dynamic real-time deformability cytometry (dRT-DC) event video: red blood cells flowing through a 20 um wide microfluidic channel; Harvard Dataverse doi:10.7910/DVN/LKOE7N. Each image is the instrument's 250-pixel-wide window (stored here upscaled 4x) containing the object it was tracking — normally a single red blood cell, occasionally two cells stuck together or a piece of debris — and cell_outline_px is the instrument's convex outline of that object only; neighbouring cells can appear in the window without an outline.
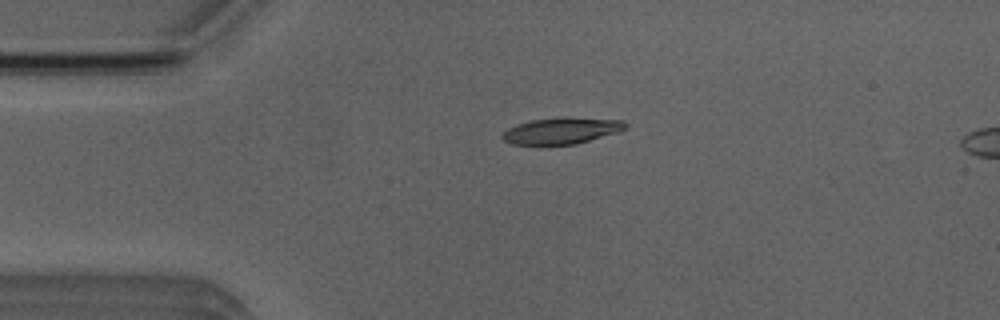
{"species": "Egyptian fruit bat (a non-hibernating species)", "species_latin": "Rousettus aegyptiacus", "temperature_condition": "room temperature", "stored_images_in_passage": 2, "camera_frame_rate_fps": 3000, "um_per_image_px": 0.085, "animal": {"sex": "male"}, "frame": {"image": 1, "passage_image": 1, "time_ms": 0.0, "image_size_px": [1000, 320], "cell_outline_px": [[628, 124], [620, 132], [576, 144], [512, 144], [504, 140], [500, 136], [508, 128], [516, 124], [532, 120], [624, 120]], "centroid_in_image_um": [47.7, 11.17], "position_along_channel_um": 37.3, "area_um2": 17.74}}